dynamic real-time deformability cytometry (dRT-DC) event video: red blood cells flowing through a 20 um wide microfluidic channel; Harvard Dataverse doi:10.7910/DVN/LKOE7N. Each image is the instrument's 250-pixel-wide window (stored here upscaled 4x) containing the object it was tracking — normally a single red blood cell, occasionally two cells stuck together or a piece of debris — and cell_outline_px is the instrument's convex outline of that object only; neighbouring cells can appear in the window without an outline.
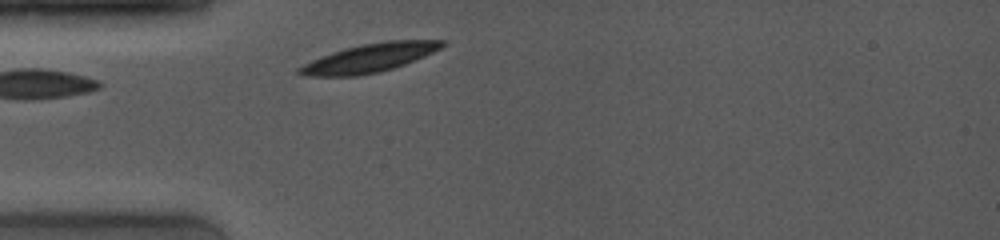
{"species": "common noctule bat (a hibernating species)", "species_latin": "Nyctalus noctula", "temperature_condition": "room temperature", "stored_images_in_passage": 40, "camera_frame_rate_fps": 4000, "um_per_image_px": 0.085, "animal": {"sex": "female", "body_mass_g": 19.0, "forearm_length_mm": 53.3}, "frame": {"image": 1, "passage_image": 1, "time_ms": 0.0, "image_size_px": [1000, 240], "cell_outline_px": [[448, 44], [424, 56], [404, 64], [380, 72], [356, 76], [304, 76], [296, 72], [296, 68], [312, 60], [332, 52], [344, 48], [360, 44], [384, 40], [444, 40]], "centroid_in_image_um": [31.39, 4.92], "position_along_channel_um": 53.6, "area_um2": 23.81}}
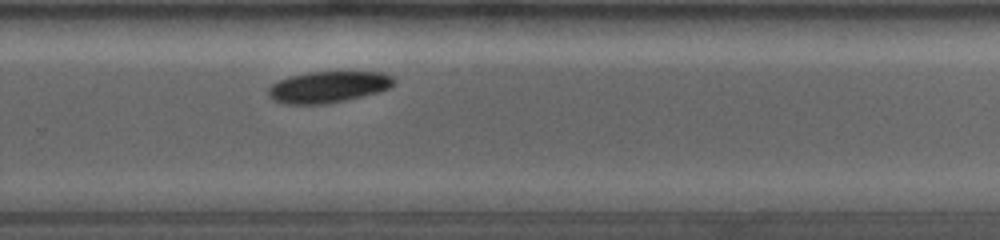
{"frame": {"image": 2, "passage_image": 27, "time_ms": 6.5, "image_size_px": [1000, 240], "cell_outline_px": [[396, 84], [392, 88], [380, 92], [328, 104], [284, 104], [272, 100], [268, 96], [268, 88], [272, 84], [280, 80], [292, 76], [308, 72], [384, 72], [392, 76], [396, 80]], "centroid_in_image_um": [27.95, 7.4], "position_along_channel_um": 301.9, "area_um2": 23.24}}
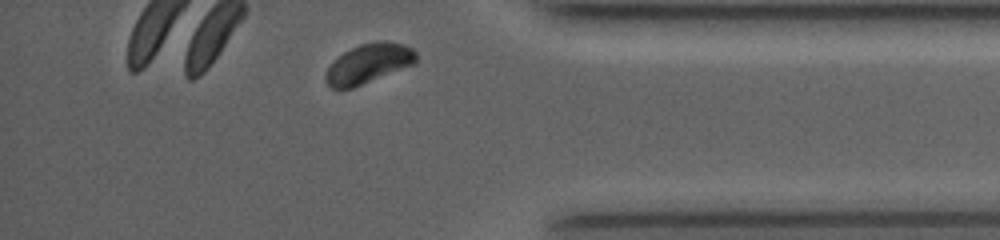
{"frame": {"image": 3, "passage_image": 38, "time_ms": 9.25, "image_size_px": [1000, 240], "cell_outline_px": [[416, 64], [352, 88], [340, 92], [332, 88], [328, 84], [324, 76], [328, 68], [344, 52], [360, 44], [376, 40], [384, 40], [400, 44], [412, 48], [416, 52]], "centroid_in_image_um": [31.33, 5.42], "position_along_channel_um": 403.9, "area_um2": 20.92}, "authors_computed_cell_mechanics": {"area_um2": 23.6113, "velocity_mm_per_s": 3.9385, "shape_relaxation_time_tau1_ms": 3.2409, "shape_relaxation_time_tau2_ms": null, "deformation_change_tau1": 0.1244, "deformation_change_tau2": null}}